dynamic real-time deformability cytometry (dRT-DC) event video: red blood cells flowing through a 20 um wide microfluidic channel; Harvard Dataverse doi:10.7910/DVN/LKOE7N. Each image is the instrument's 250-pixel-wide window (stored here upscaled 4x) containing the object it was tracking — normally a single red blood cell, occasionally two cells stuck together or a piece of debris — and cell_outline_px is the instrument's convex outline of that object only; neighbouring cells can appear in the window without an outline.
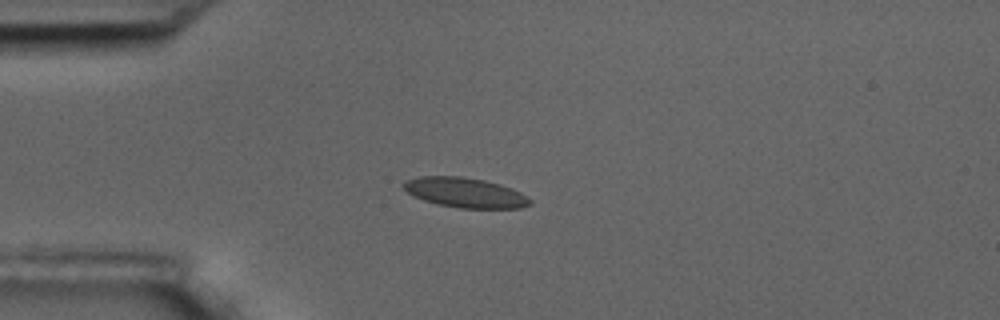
{"species": "common noctule bat (a hibernating species)", "species_latin": "Nyctalus noctula", "temperature_condition": "room temperature", "stored_images_in_passage": 9, "camera_frame_rate_fps": 3000, "um_per_image_px": 0.085, "animal": {"sex": "male", "body_mass_g": 17.5, "forearm_length_mm": 52.3}, "frame": {"image": 1, "passage_image": 3, "time_ms": 2.333, "image_size_px": [1000, 320], "cell_outline_px": [[532, 204], [520, 208], [460, 208], [436, 204], [412, 196], [400, 184], [404, 180], [420, 176], [460, 176], [484, 180], [500, 184], [512, 188], [520, 192], [532, 200]], "centroid_in_image_um": [39.51, 16.37], "position_along_channel_um": 45.5, "area_um2": 22.2}}
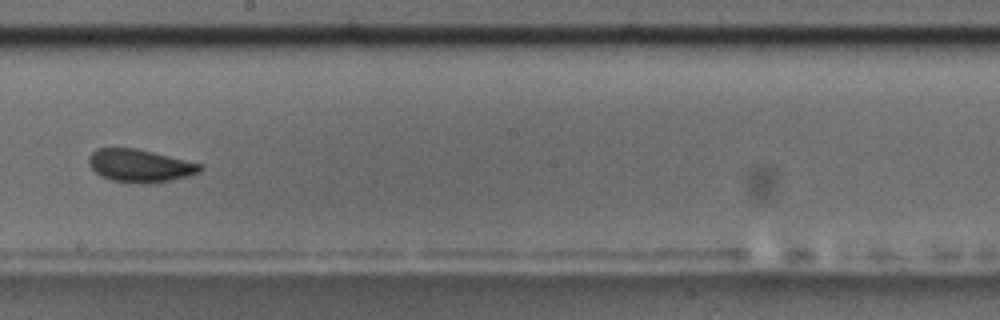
{"frame": {"image": 2, "passage_image": 8, "time_ms": 8.333, "image_size_px": [1000, 320], "cell_outline_px": [[204, 168], [200, 172], [188, 176], [148, 184], [112, 180], [100, 176], [88, 164], [88, 156], [96, 148], [136, 148], [200, 164]], "centroid_in_image_um": [11.85, 14.08], "position_along_channel_um": 236.3, "area_um2": 21.04}}
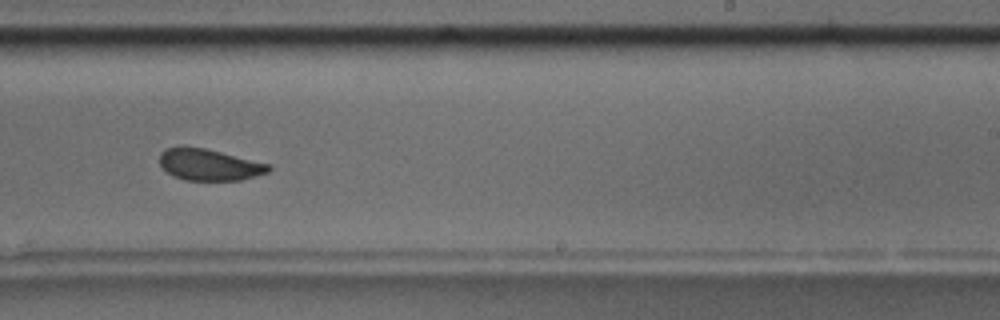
{"frame": {"image": 3, "passage_image": 9, "time_ms": 9.333, "image_size_px": [1000, 320], "cell_outline_px": [[272, 168], [268, 172], [240, 180], [184, 180], [172, 176], [160, 164], [160, 152], [164, 148], [180, 144], [204, 148], [272, 164]], "centroid_in_image_um": [17.75, 13.97], "position_along_channel_um": 271.2, "area_um2": 20.35}}